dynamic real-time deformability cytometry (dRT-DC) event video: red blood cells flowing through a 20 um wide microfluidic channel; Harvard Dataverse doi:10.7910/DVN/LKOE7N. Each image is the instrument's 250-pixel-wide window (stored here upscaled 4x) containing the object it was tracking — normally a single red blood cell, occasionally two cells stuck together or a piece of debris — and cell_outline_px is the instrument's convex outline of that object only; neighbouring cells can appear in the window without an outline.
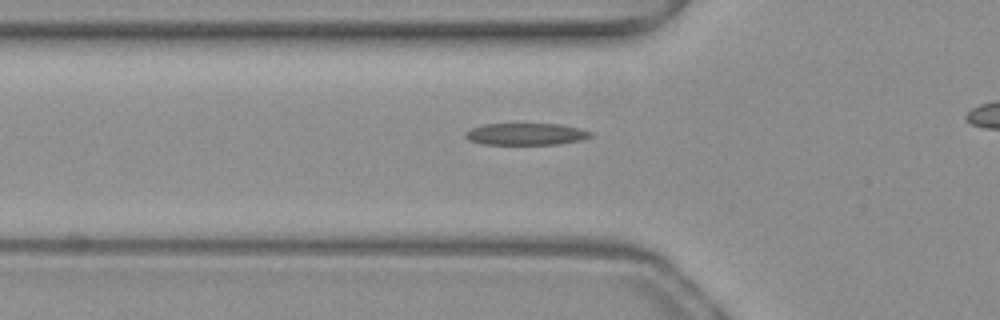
{"species": "common noctule bat (a hibernating species)", "species_latin": "Nyctalus noctula", "temperature_condition": "warm", "stored_images_in_passage": 34, "camera_frame_rate_fps": 3000, "um_per_image_px": 0.085, "animal": {"sex": "female", "body_mass_g": 19.3, "forearm_length_mm": 54.1}, "frame": {"image": 1, "passage_image": 7, "time_ms": 2.0, "image_size_px": [1000, 320], "cell_outline_px": [[592, 136], [580, 140], [560, 144], [484, 144], [468, 140], [464, 136], [464, 132], [472, 128], [484, 124], [560, 124], [580, 128], [592, 132]], "centroid_in_image_um": [44.7, 11.39], "position_along_channel_um": 81.1, "area_um2": 15.95}}
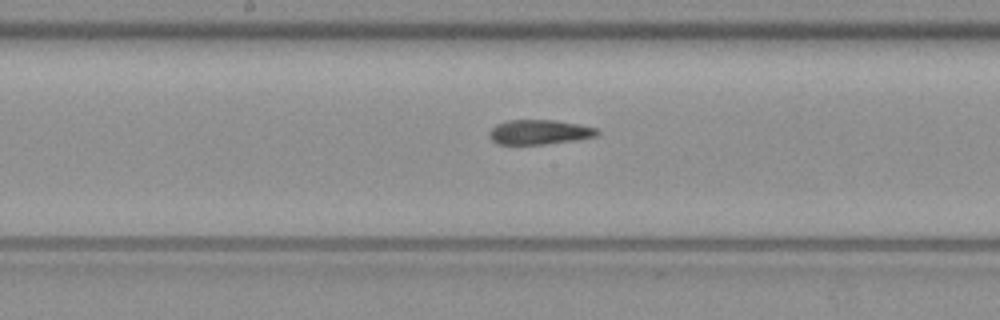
{"frame": {"image": 2, "passage_image": 16, "time_ms": 5.0, "image_size_px": [1000, 320], "cell_outline_px": [[600, 132], [596, 136], [576, 140], [544, 144], [496, 144], [488, 136], [488, 132], [496, 124], [508, 120], [556, 120], [580, 124], [596, 128]], "centroid_in_image_um": [45.83, 11.22], "position_along_channel_um": 202.4, "area_um2": 15.61}}
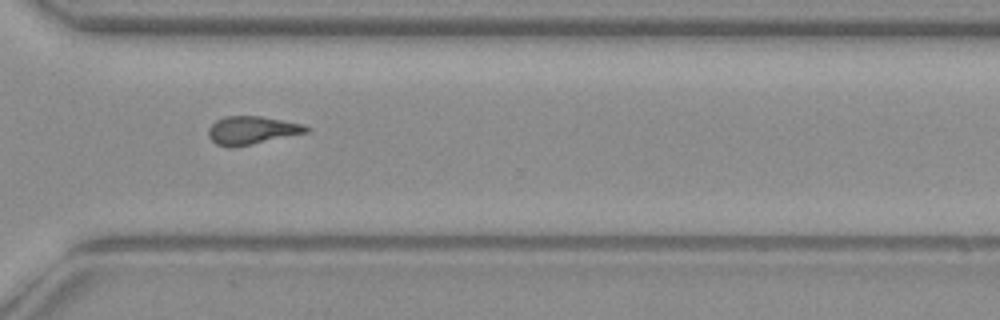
{"frame": {"image": 3, "passage_image": 27, "time_ms": 8.667, "image_size_px": [1000, 320], "cell_outline_px": [[312, 128], [308, 132], [232, 148], [228, 148], [216, 144], [208, 136], [208, 128], [216, 120], [224, 116], [260, 116], [304, 124]], "centroid_in_image_um": [21.39, 11.07], "position_along_channel_um": 349.2, "area_um2": 16.07}, "authors_computed_cell_mechanics": {"area_um2": 16.0973, "velocity_mm_per_s": 4.0099, "shape_relaxation_time_tau1_ms": null, "shape_relaxation_time_tau2_ms": 3.3521, "deformation_change_tau1": null, "deformation_change_tau2": 0.1442}}